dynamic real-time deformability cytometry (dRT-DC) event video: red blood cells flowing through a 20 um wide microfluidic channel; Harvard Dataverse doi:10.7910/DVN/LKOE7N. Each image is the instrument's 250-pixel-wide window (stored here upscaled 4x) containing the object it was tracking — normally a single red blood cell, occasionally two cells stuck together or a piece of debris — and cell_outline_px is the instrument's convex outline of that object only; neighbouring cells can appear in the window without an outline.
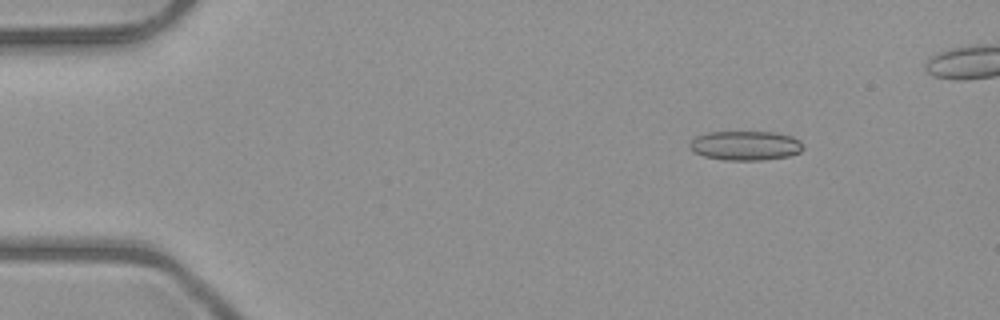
{"species": "common noctule bat (a hibernating species)", "species_latin": "Nyctalus noctula", "temperature_condition": "room temperature", "stored_images_in_passage": 15, "camera_frame_rate_fps": 3000, "um_per_image_px": 0.085, "animal": {"sex": "male", "body_mass_g": 23.1, "forearm_length_mm": 52.7}, "frame": {"image": 1, "passage_image": 7, "time_ms": 2.0, "image_size_px": [1000, 320], "cell_outline_px": [[804, 148], [800, 152], [788, 156], [764, 160], [724, 160], [704, 156], [692, 152], [688, 148], [688, 144], [696, 136], [708, 132], [776, 132], [792, 136], [800, 140]], "centroid_in_image_um": [63.35, 12.37], "position_along_channel_um": 21.7, "area_um2": 19.65}}